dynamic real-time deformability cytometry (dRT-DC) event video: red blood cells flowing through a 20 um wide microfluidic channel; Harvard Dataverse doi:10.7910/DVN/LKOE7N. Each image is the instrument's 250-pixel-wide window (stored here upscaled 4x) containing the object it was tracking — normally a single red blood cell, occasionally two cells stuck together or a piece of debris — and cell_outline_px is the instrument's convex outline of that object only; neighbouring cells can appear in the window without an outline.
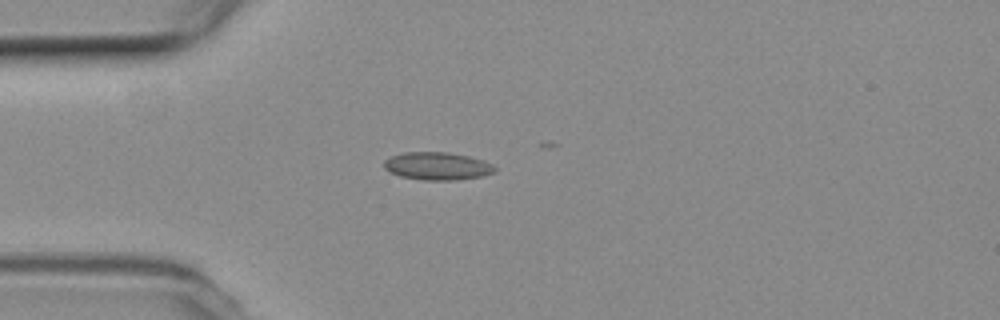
{"species": "common noctule bat (a hibernating species)", "species_latin": "Nyctalus noctula", "temperature_condition": "room temperature", "stored_images_in_passage": 5, "camera_frame_rate_fps": 3000, "um_per_image_px": 0.085, "animal": {"sex": "female", "body_mass_g": 19.3, "forearm_length_mm": 54.1}, "frame": {"image": 1, "passage_image": 1, "time_ms": 0.0, "image_size_px": [1000, 320], "cell_outline_px": [[496, 172], [480, 176], [456, 180], [424, 180], [400, 176], [388, 172], [384, 168], [384, 160], [392, 156], [404, 152], [448, 152], [468, 156], [484, 160], [492, 164], [496, 168]], "centroid_in_image_um": [37.16, 14.11], "position_along_channel_um": 47.8, "area_um2": 17.98}}